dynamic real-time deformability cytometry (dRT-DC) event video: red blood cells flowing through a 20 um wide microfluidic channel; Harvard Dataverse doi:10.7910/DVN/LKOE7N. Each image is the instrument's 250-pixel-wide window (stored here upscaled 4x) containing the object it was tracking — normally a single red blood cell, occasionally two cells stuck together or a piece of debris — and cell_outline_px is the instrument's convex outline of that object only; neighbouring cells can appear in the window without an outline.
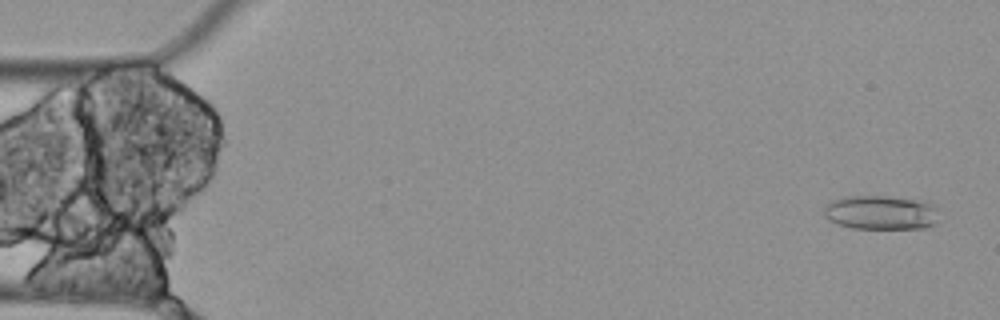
{"species": "Egyptian fruit bat (a non-hibernating species)", "species_latin": "Rousettus aegyptiacus", "temperature_condition": "cold", "stored_images_in_passage": 4, "camera_frame_rate_fps": 3000, "um_per_image_px": 0.085, "animal": {"sex": "female"}, "frame": {"image": 1, "passage_image": 1, "time_ms": 0.0, "image_size_px": [1000, 320], "cell_outline_px": [[936, 224], [924, 228], [852, 228], [828, 220], [824, 216], [824, 208], [832, 200], [844, 196], [884, 196], [928, 200], [936, 208]], "centroid_in_image_um": [74.89, 18.05], "position_along_channel_um": 10.1, "area_um2": 23.0}}
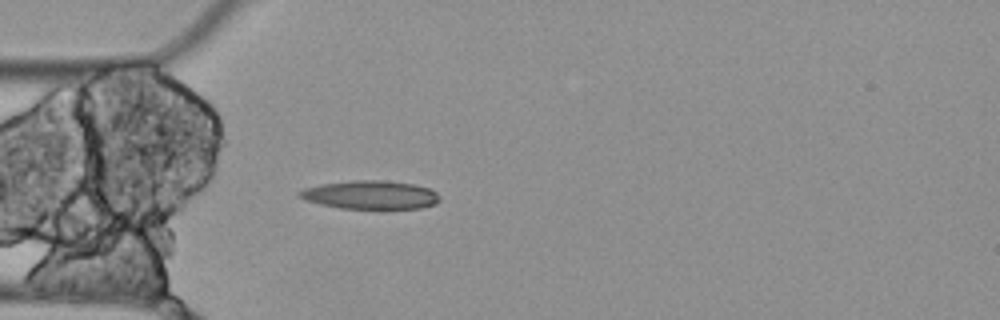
{"frame": {"image": 2, "passage_image": 4, "time_ms": 1.0, "image_size_px": [1000, 320], "cell_outline_px": [[440, 200], [436, 204], [420, 208], [340, 208], [320, 204], [304, 200], [296, 196], [296, 192], [304, 188], [320, 184], [352, 180], [384, 180], [412, 184], [428, 188], [436, 192], [440, 196]], "centroid_in_image_um": [31.44, 16.56], "position_along_channel_um": 53.6, "area_um2": 23.35}}